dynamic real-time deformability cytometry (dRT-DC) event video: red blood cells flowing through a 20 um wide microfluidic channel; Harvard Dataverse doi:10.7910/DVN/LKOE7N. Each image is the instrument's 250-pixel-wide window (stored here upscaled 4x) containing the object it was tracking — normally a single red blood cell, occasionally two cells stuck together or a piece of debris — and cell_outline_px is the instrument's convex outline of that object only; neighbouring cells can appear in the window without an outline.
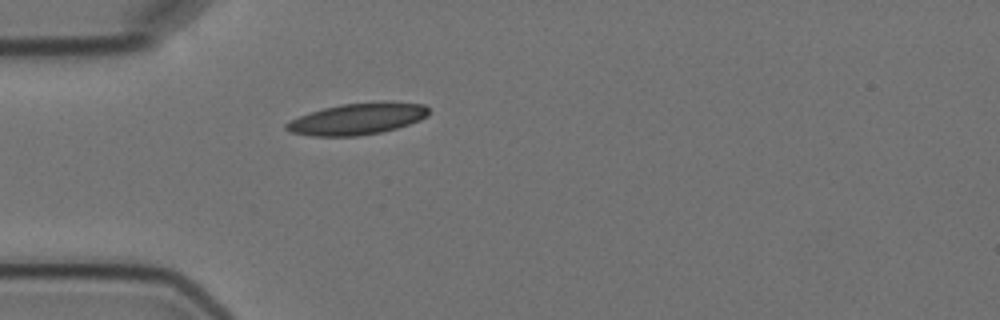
{"species": "Egyptian fruit bat (a non-hibernating species)", "species_latin": "Rousettus aegyptiacus", "temperature_condition": "cold", "stored_images_in_passage": 1, "camera_frame_rate_fps": 3000, "um_per_image_px": 0.085, "animal": {"sex": "female"}, "frame": {"image": 1, "passage_image": 1, "time_ms": 0.0, "image_size_px": [1000, 320], "cell_outline_px": [[428, 116], [420, 120], [396, 128], [380, 132], [360, 136], [312, 136], [292, 132], [284, 128], [284, 124], [300, 116], [324, 108], [340, 104], [380, 100], [384, 100], [424, 104], [428, 108]], "centroid_in_image_um": [30.42, 10.08], "position_along_channel_um": 54.6, "area_um2": 26.3}}